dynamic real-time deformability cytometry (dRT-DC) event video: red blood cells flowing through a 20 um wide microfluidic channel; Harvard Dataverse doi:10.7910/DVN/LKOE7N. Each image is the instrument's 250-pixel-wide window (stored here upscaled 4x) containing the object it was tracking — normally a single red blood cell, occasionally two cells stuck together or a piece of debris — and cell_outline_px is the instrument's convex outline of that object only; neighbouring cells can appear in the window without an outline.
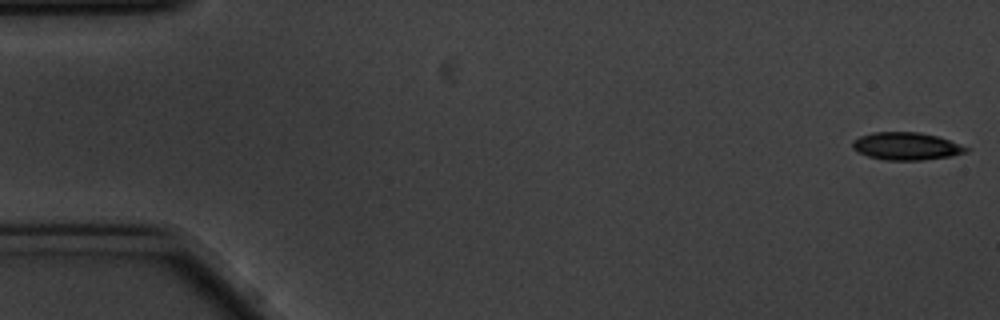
{"species": "common noctule bat (a hibernating species)", "species_latin": "Nyctalus noctula", "temperature_condition": "cold", "stored_images_in_passage": 57, "camera_frame_rate_fps": 3000, "um_per_image_px": 0.085, "animal": {"sex": "male", "body_mass_g": 20.1, "forearm_length_mm": 53.5}, "frame": {"image": 1, "passage_image": 1, "time_ms": 0.0, "image_size_px": [1000, 320], "cell_outline_px": [[972, 148], [968, 152], [952, 156], [920, 160], [888, 160], [868, 156], [856, 152], [852, 148], [852, 140], [860, 136], [872, 132], [920, 132], [936, 136]], "centroid_in_image_um": [77.03, 12.42], "position_along_channel_um": 8.0, "area_um2": 18.38}}
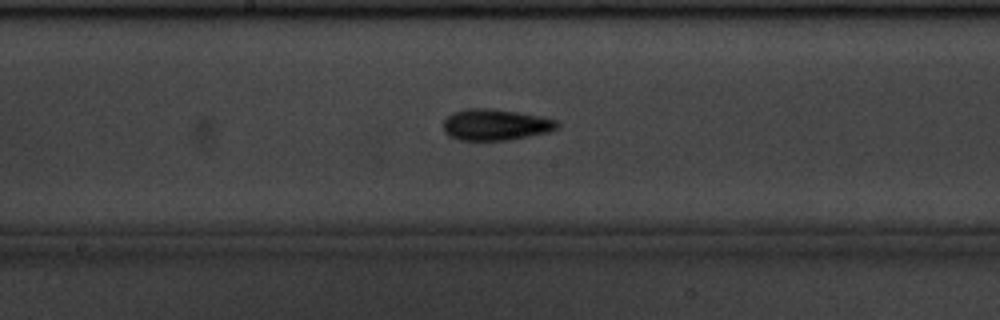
{"frame": {"image": 2, "passage_image": 29, "time_ms": 9.333, "image_size_px": [1000, 320], "cell_outline_px": [[560, 124], [556, 128], [548, 132], [508, 140], [460, 140], [448, 136], [444, 132], [444, 120], [452, 112], [468, 108], [488, 108], [516, 112], [540, 116], [556, 120]], "centroid_in_image_um": [42.08, 10.6], "position_along_channel_um": 206.1, "area_um2": 20.63}}
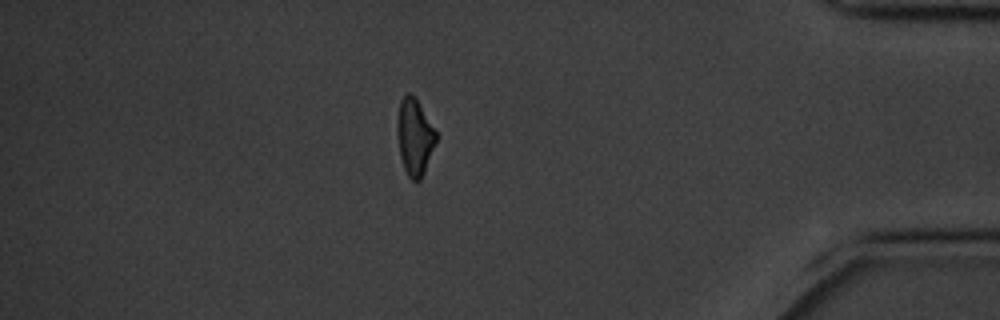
{"frame": {"image": 3, "passage_image": 49, "time_ms": 16.0, "image_size_px": [1000, 320], "cell_outline_px": [[436, 140], [424, 172], [420, 180], [412, 180], [408, 176], [404, 168], [400, 156], [396, 124], [396, 120], [400, 100], [404, 92], [412, 92], [416, 96], [436, 132]], "centroid_in_image_um": [35.21, 11.55], "position_along_channel_um": 400.0, "area_um2": 17.4}, "authors_computed_cell_mechanics": {"area_um2": 18.496, "velocity_mm_per_s": 3.4972, "shape_relaxation_time_tau1_ms": 3.4513, "shape_relaxation_time_tau2_ms": 4.4761, "deformation_change_tau1": 0.1192, "deformation_change_tau2": 0.1273}}